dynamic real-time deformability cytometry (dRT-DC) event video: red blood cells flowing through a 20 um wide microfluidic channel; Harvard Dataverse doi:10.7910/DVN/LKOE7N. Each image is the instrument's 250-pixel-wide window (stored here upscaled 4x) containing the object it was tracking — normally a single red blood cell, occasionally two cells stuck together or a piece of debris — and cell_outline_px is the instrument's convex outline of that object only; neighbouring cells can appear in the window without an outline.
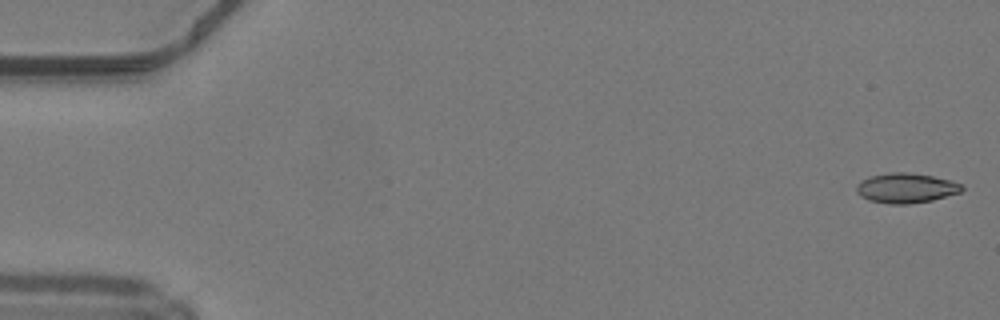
{"species": "common noctule bat (a hibernating species)", "species_latin": "Nyctalus noctula", "temperature_condition": "warm", "stored_images_in_passage": 49, "camera_frame_rate_fps": 3000, "um_per_image_px": 0.085, "animal": {"sex": "male", "body_mass_g": 19.2, "forearm_length_mm": 51.8}, "frame": {"image": 1, "passage_image": 1, "time_ms": 0.0, "image_size_px": [1000, 320], "cell_outline_px": [[964, 188], [960, 192], [932, 200], [908, 204], [888, 204], [868, 200], [860, 196], [856, 192], [856, 184], [860, 180], [868, 176], [888, 172], [908, 172], [932, 176], [952, 180], [960, 184]], "centroid_in_image_um": [76.95, 15.97], "position_along_channel_um": 8.0, "area_um2": 18.55}}
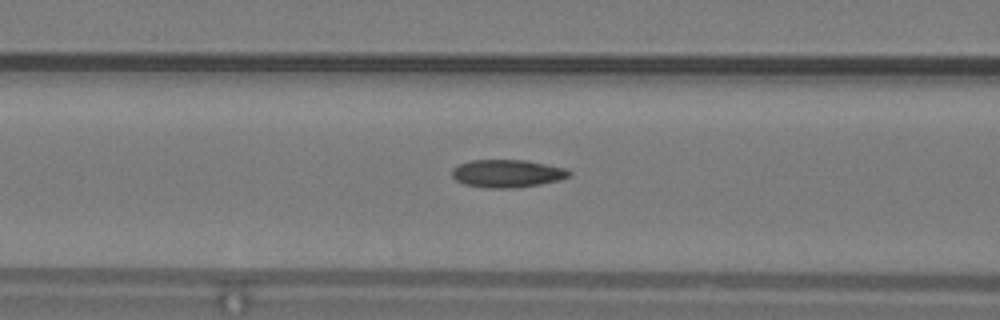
{"frame": {"image": 2, "passage_image": 20, "time_ms": 6.333, "image_size_px": [1000, 320], "cell_outline_px": [[572, 172], [568, 176], [560, 180], [540, 184], [512, 188], [488, 188], [464, 184], [456, 180], [452, 176], [452, 168], [460, 164], [472, 160], [524, 160], [564, 168]], "centroid_in_image_um": [43.09, 14.75], "position_along_channel_um": 123.5, "area_um2": 18.79}}
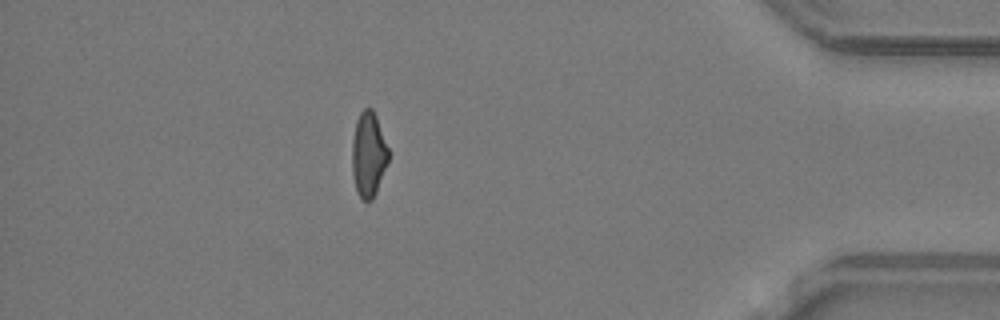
{"frame": {"image": 3, "passage_image": 43, "time_ms": 14.0, "image_size_px": [1000, 320], "cell_outline_px": [[388, 160], [376, 192], [372, 200], [364, 200], [356, 192], [352, 176], [352, 140], [356, 120], [360, 112], [364, 108], [372, 108], [376, 116], [388, 148]], "centroid_in_image_um": [31.29, 13.12], "position_along_channel_um": 403.9, "area_um2": 17.92}, "authors_computed_cell_mechanics": {"area_um2": 18.4382, "velocity_mm_per_s": 4.2458, "shape_relaxation_time_tau1_ms": 6.8067, "shape_relaxation_time_tau2_ms": 3.8402, "deformation_change_tau1": 0.1987, "deformation_change_tau2": 0.1211}}